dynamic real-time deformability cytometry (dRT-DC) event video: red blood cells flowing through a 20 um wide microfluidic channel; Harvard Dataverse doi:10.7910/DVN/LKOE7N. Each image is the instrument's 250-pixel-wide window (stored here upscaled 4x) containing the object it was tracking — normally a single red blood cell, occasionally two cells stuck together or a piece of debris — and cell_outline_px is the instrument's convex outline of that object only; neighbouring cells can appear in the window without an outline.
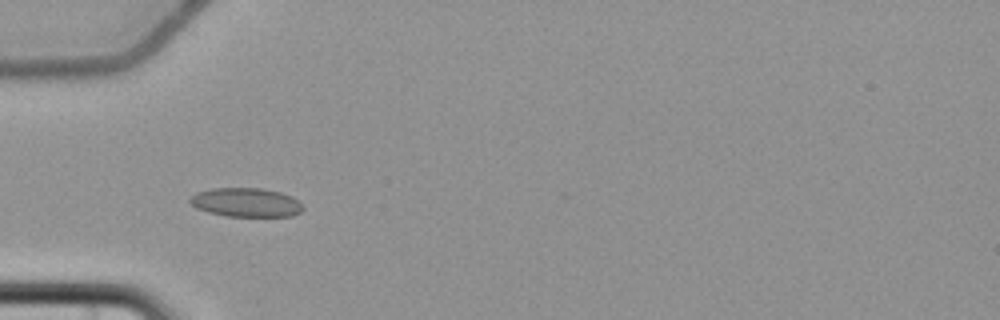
{"species": "common noctule bat (a hibernating species)", "species_latin": "Nyctalus noctula", "temperature_condition": "cold", "stored_images_in_passage": 6, "camera_frame_rate_fps": 3000, "um_per_image_px": 0.085, "animal": {"sex": "female", "body_mass_g": 22.7, "forearm_length_mm": 54.2}, "frame": {"image": 1, "passage_image": 5, "time_ms": 6.0, "image_size_px": [1000, 320], "cell_outline_px": [[304, 208], [300, 212], [292, 216], [228, 216], [208, 212], [196, 208], [188, 200], [196, 192], [212, 188], [260, 188], [280, 192], [292, 196]], "centroid_in_image_um": [20.9, 17.2], "position_along_channel_um": 64.1, "area_um2": 18.96}}
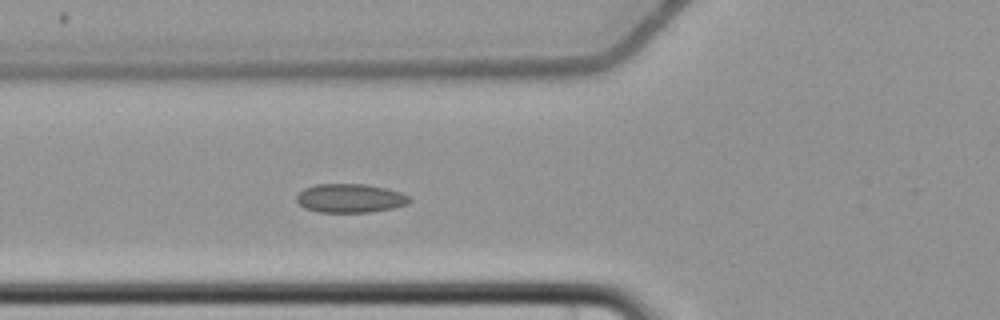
{"frame": {"image": 2, "passage_image": 6, "time_ms": 7.0, "image_size_px": [1000, 320], "cell_outline_px": [[412, 200], [408, 204], [392, 208], [368, 212], [320, 212], [304, 208], [296, 200], [296, 196], [304, 188], [316, 184], [368, 184], [388, 188], [400, 192], [408, 196]], "centroid_in_image_um": [29.77, 16.84], "position_along_channel_um": 96.0, "area_um2": 19.02}}